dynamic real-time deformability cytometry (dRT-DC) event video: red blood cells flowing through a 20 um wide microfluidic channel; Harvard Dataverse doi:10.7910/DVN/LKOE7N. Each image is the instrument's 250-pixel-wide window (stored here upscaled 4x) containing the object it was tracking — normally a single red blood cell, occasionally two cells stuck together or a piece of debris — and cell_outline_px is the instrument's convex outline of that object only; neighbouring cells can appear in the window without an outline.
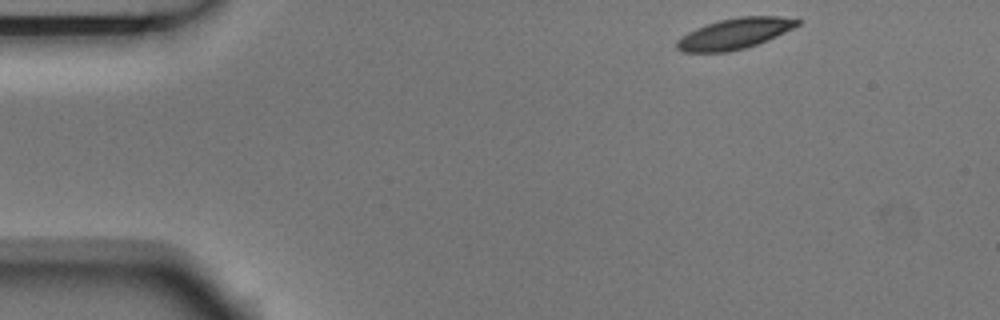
{"species": "Egyptian fruit bat (a non-hibernating species)", "species_latin": "Rousettus aegyptiacus", "temperature_condition": "room temperature", "stored_images_in_passage": 4, "camera_frame_rate_fps": 3000, "um_per_image_px": 0.085, "animal": {"sex": "male"}, "frame": {"image": 1, "passage_image": 1, "time_ms": 0.0, "image_size_px": [1000, 320], "cell_outline_px": [[804, 20], [800, 24], [768, 40], [744, 48], [728, 52], [680, 52], [676, 48], [676, 40], [688, 32], [696, 28], [720, 20], [740, 16], [780, 16]], "centroid_in_image_um": [62.44, 2.86], "position_along_channel_um": 22.6, "area_um2": 21.56}}
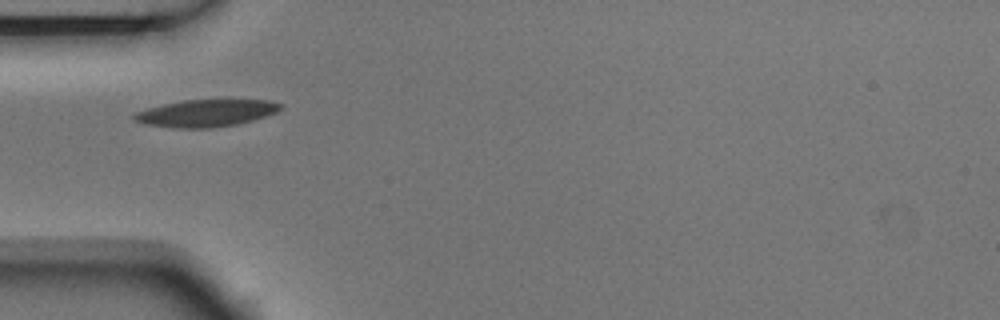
{"frame": {"image": 2, "passage_image": 4, "time_ms": 1.0, "image_size_px": [1000, 320], "cell_outline_px": [[284, 104], [276, 112], [252, 120], [236, 124], [212, 128], [172, 128], [144, 124], [132, 120], [132, 116], [136, 112], [148, 108], [164, 104], [184, 100], [272, 100]], "centroid_in_image_um": [17.48, 9.62], "position_along_channel_um": 67.5, "area_um2": 23.12}}